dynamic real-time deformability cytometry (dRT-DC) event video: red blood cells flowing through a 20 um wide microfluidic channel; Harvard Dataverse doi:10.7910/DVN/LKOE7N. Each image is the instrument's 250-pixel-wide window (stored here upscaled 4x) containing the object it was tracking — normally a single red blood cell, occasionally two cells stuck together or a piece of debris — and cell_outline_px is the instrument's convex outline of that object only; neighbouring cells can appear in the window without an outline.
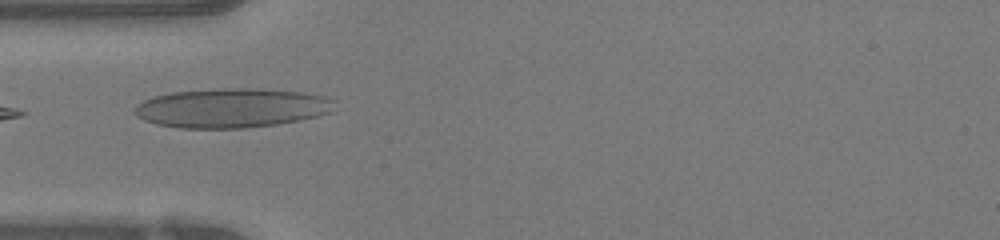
{"species": "human", "species_latin": "Homo sapiens", "temperature_condition": "warm", "stored_images_in_passage": 21, "camera_frame_rate_fps": 3000, "um_per_image_px": 0.085, "donor": {"sex": "female"}, "frame": {"image": 1, "passage_image": 1, "time_ms": 0.0, "image_size_px": [1000, 240], "cell_outline_px": [[332, 112], [316, 116], [276, 124], [244, 128], [180, 128], [156, 124], [144, 120], [136, 116], [132, 112], [136, 104], [152, 96], [172, 92], [216, 88], [256, 88], [300, 92], [324, 96], [332, 100]], "centroid_in_image_um": [19.6, 9.17], "position_along_channel_um": 65.4, "area_um2": 45.84}}
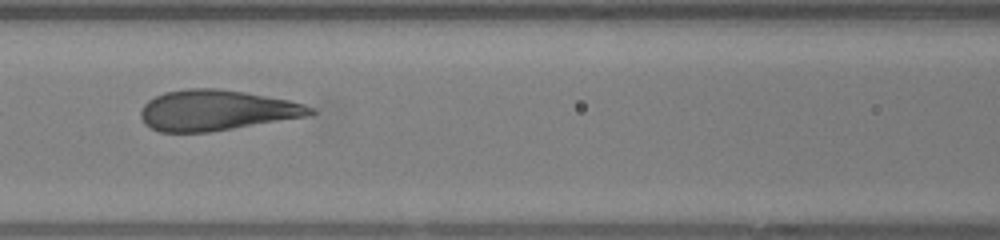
{"frame": {"image": 2, "passage_image": 7, "time_ms": 2.0, "image_size_px": [1000, 240], "cell_outline_px": [[316, 112], [304, 116], [208, 132], [160, 132], [144, 124], [140, 116], [140, 112], [144, 104], [148, 100], [164, 92], [188, 88], [216, 88], [244, 92], [288, 100], [304, 104], [316, 108]], "centroid_in_image_um": [18.34, 9.37], "position_along_channel_um": 148.3, "area_um2": 39.65}}
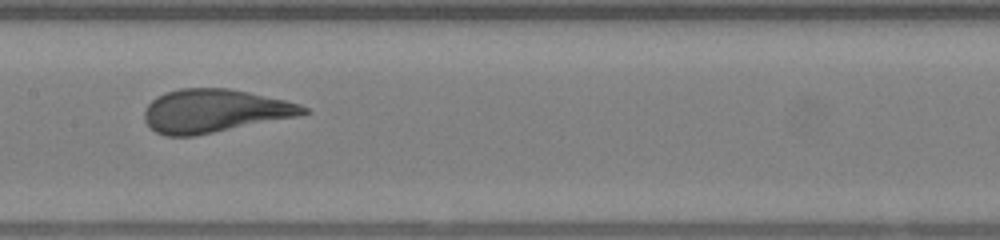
{"frame": {"image": 3, "passage_image": 10, "time_ms": 3.0, "image_size_px": [1000, 240], "cell_outline_px": [[312, 112], [296, 116], [192, 136], [164, 136], [156, 132], [144, 120], [144, 112], [148, 104], [156, 96], [180, 88], [228, 88], [248, 92], [284, 100], [300, 104], [308, 108]], "centroid_in_image_um": [18.2, 9.42], "position_along_channel_um": 189.2, "area_um2": 39.59}}